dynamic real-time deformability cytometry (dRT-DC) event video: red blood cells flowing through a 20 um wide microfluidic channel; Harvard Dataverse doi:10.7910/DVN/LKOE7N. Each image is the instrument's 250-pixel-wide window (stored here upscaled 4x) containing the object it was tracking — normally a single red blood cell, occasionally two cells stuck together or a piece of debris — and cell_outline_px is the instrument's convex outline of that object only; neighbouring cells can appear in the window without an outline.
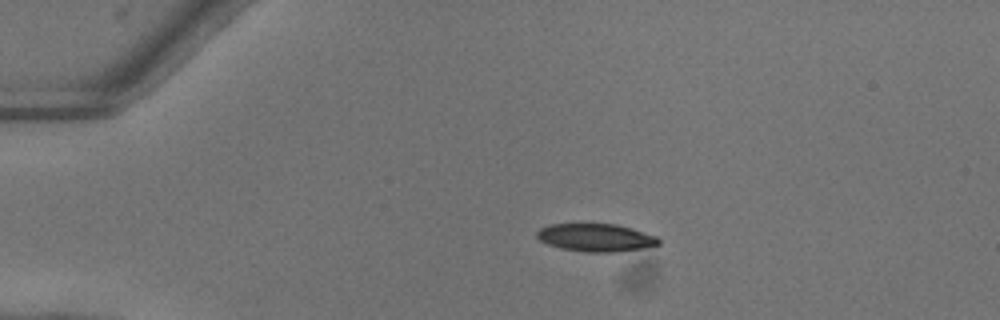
{"species": "common noctule bat (a hibernating species)", "species_latin": "Nyctalus noctula", "temperature_condition": "warm", "stored_images_in_passage": 41, "camera_frame_rate_fps": 3000, "um_per_image_px": 0.085, "animal": {"sex": "female"}, "frame": {"image": 1, "passage_image": 1, "time_ms": 0.0, "image_size_px": [1000, 320], "cell_outline_px": [[660, 244], [644, 248], [616, 252], [584, 252], [560, 248], [548, 244], [540, 240], [536, 236], [536, 232], [540, 228], [548, 224], [616, 224], [632, 228], [656, 236], [660, 240]], "centroid_in_image_um": [50.64, 20.19], "position_along_channel_um": 34.4, "area_um2": 19.83}}
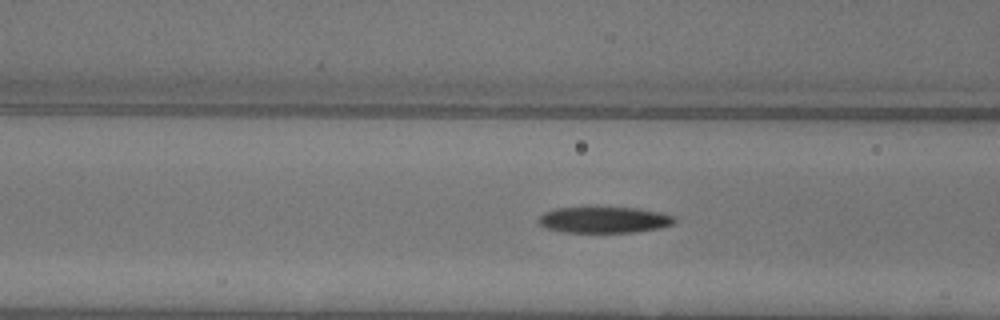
{"frame": {"image": 2, "passage_image": 11, "time_ms": 3.333, "image_size_px": [1000, 320], "cell_outline_px": [[676, 224], [660, 228], [636, 232], [564, 232], [544, 228], [536, 220], [544, 212], [556, 208], [640, 208], [664, 212], [672, 216], [676, 220]], "centroid_in_image_um": [51.39, 18.69], "position_along_channel_um": 115.2, "area_um2": 20.87}}
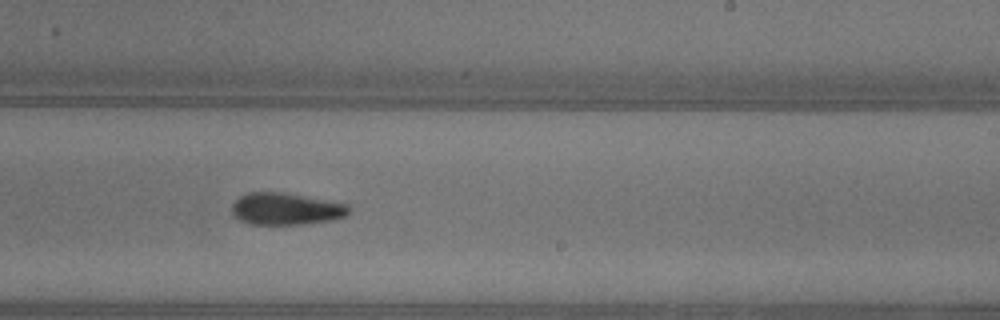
{"frame": {"image": 3, "passage_image": 22, "time_ms": 7.0, "image_size_px": [1000, 320], "cell_outline_px": [[352, 208], [348, 216], [332, 220], [304, 224], [248, 224], [240, 220], [232, 212], [232, 204], [240, 196], [248, 192], [284, 192], [348, 204]], "centroid_in_image_um": [24.35, 17.75], "position_along_channel_um": 264.7, "area_um2": 21.96}, "authors_computed_cell_mechanics": {"area_um2": 21.5016, "velocity_mm_per_s": 4.0766, "shape_relaxation_time_tau1_ms": 3.9602, "shape_relaxation_time_tau2_ms": 2.9487, "deformation_change_tau1": 0.1611, "deformation_change_tau2": 0.1008}}